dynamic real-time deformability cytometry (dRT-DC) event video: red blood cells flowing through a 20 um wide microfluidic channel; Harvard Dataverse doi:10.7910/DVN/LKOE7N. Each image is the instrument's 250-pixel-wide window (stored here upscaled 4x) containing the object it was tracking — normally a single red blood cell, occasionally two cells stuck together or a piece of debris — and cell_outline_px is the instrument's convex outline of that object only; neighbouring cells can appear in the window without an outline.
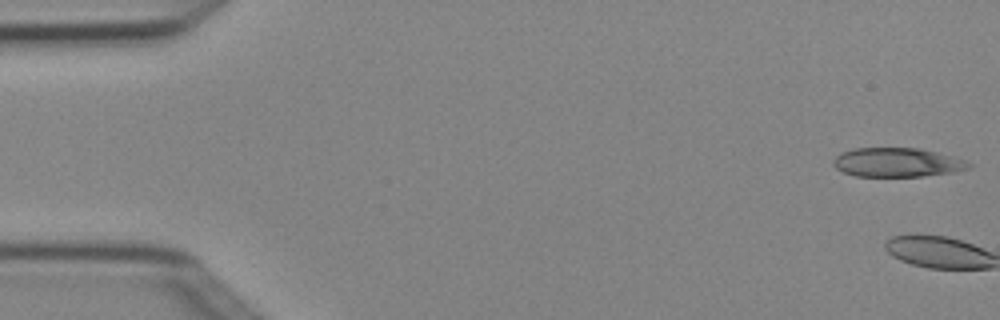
{"species": "Egyptian fruit bat (a non-hibernating species)", "species_latin": "Rousettus aegyptiacus", "temperature_condition": "cold", "stored_images_in_passage": 5, "camera_frame_rate_fps": 3000, "um_per_image_px": 0.085, "animal": {"sex": "female"}, "frame": {"image": 1, "passage_image": 1, "time_ms": 0.0, "image_size_px": [1000, 320], "cell_outline_px": [[972, 164], [968, 168], [952, 172], [920, 176], [856, 176], [844, 172], [836, 168], [832, 164], [832, 160], [840, 152], [852, 148], [920, 148], [936, 152]], "centroid_in_image_um": [76.15, 13.8], "position_along_channel_um": 8.9, "area_um2": 22.6}}